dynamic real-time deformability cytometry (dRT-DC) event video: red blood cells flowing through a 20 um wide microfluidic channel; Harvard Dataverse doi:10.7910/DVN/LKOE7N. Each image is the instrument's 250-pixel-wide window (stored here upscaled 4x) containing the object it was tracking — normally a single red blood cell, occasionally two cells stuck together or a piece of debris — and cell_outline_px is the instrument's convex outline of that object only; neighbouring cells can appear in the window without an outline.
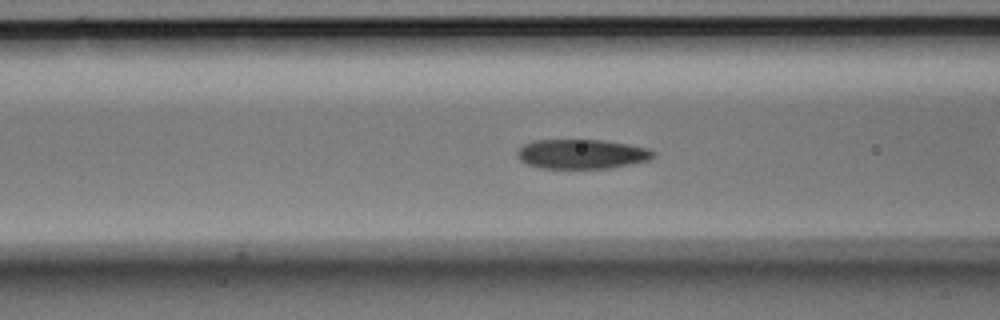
{"species": "Egyptian fruit bat (a non-hibernating species)", "species_latin": "Rousettus aegyptiacus", "temperature_condition": "room temperature", "stored_images_in_passage": 40, "camera_frame_rate_fps": 3000, "um_per_image_px": 0.085, "animal": {"sex": "male"}, "frame": {"image": 1, "passage_image": 17, "time_ms": 5.333, "image_size_px": [1000, 320], "cell_outline_px": [[656, 152], [648, 160], [608, 168], [540, 168], [528, 164], [520, 160], [516, 156], [516, 152], [524, 144], [532, 140], [604, 140], [628, 144], [648, 148]], "centroid_in_image_um": [49.41, 13.08], "position_along_channel_um": 117.2, "area_um2": 23.29}}
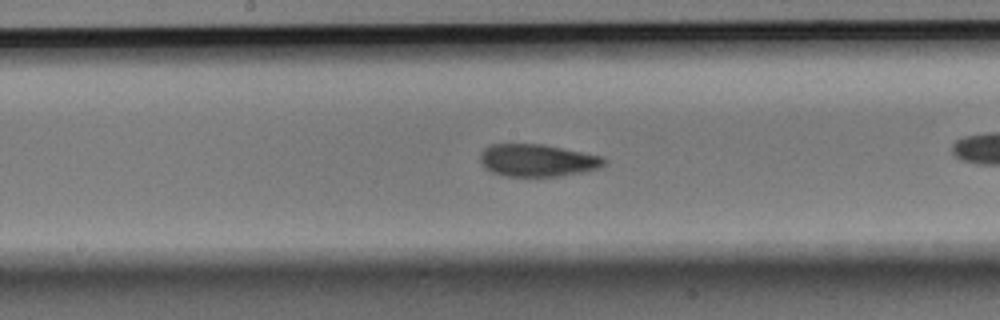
{"frame": {"image": 2, "passage_image": 24, "time_ms": 7.667, "image_size_px": [1000, 320], "cell_outline_px": [[608, 160], [600, 168], [560, 176], [504, 176], [492, 172], [484, 168], [480, 160], [480, 152], [484, 148], [492, 144], [544, 144], [604, 156]], "centroid_in_image_um": [45.69, 13.62], "position_along_channel_um": 202.5, "area_um2": 23.58}}
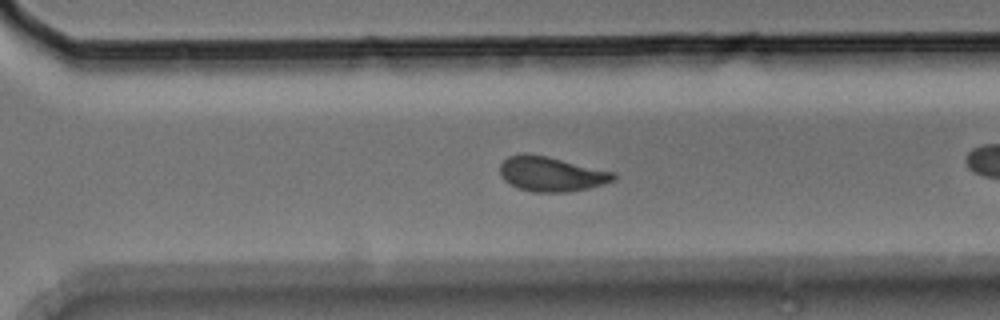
{"frame": {"image": 3, "passage_image": 34, "time_ms": 11.0, "image_size_px": [1000, 320], "cell_outline_px": [[616, 180], [588, 188], [568, 192], [532, 192], [520, 188], [504, 180], [500, 172], [500, 164], [508, 156], [524, 152], [548, 156], [616, 172]], "centroid_in_image_um": [46.88, 14.77], "position_along_channel_um": 323.7, "area_um2": 23.12}}